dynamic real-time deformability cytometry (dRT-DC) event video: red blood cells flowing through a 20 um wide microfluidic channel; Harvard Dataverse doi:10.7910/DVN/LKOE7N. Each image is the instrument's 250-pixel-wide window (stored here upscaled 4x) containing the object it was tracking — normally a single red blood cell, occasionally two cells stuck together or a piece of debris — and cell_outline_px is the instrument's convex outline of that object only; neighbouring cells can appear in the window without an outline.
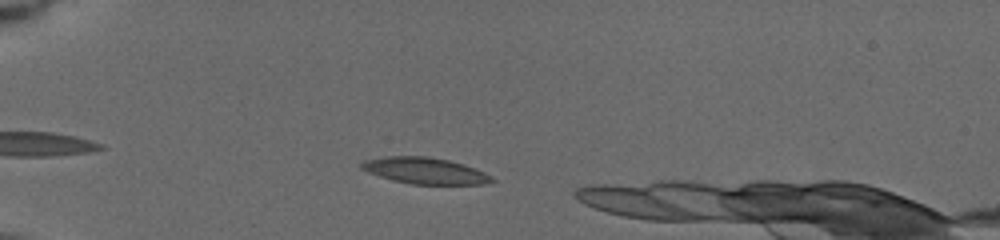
{"species": "common noctule bat (a hibernating species)", "species_latin": "Nyctalus noctula", "temperature_condition": "cold", "stored_images_in_passage": 22, "camera_frame_rate_fps": 3000, "um_per_image_px": 0.085, "animal": {"sex": "female", "body_mass_g": 19.5, "forearm_length_mm": 54.1}, "frame": {"image": 1, "passage_image": 4, "time_ms": 1.333, "image_size_px": [1000, 240], "cell_outline_px": [[496, 180], [484, 184], [412, 184], [392, 180], [368, 172], [360, 168], [360, 164], [364, 160], [384, 156], [428, 156], [448, 160], [464, 164], [484, 172], [492, 176]], "centroid_in_image_um": [36.11, 14.5], "position_along_channel_um": 48.9, "area_um2": 20.0}}
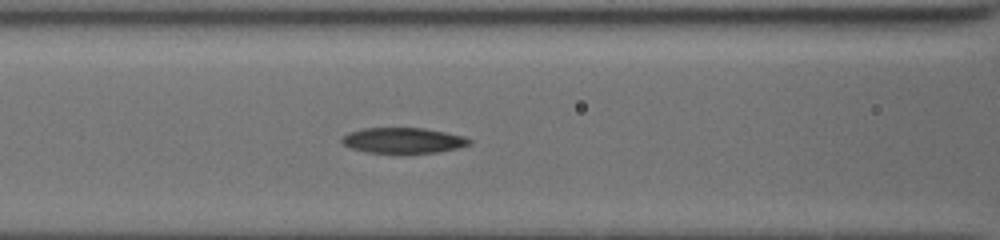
{"frame": {"image": 2, "passage_image": 17, "time_ms": 4.333, "image_size_px": [1000, 240], "cell_outline_px": [[472, 144], [456, 148], [436, 152], [404, 156], [400, 156], [364, 152], [352, 148], [344, 144], [340, 140], [340, 136], [348, 132], [364, 128], [424, 128], [448, 132], [464, 136], [472, 140]], "centroid_in_image_um": [34.25, 11.98], "position_along_channel_um": 132.3, "area_um2": 20.0}}
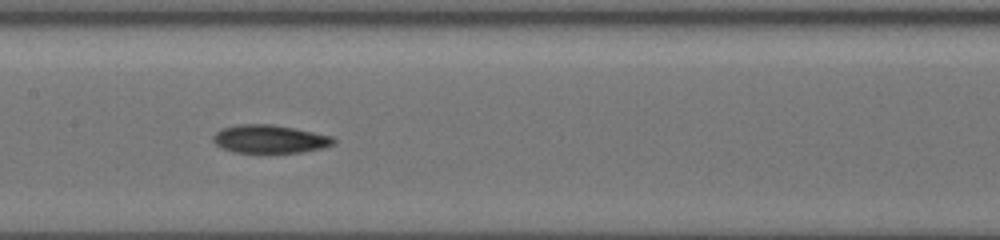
{"frame": {"image": 3, "passage_image": 21, "time_ms": 5.667, "image_size_px": [1000, 240], "cell_outline_px": [[336, 144], [324, 148], [300, 152], [232, 152], [220, 148], [212, 140], [212, 136], [220, 128], [240, 124], [272, 124], [332, 136], [336, 140]], "centroid_in_image_um": [22.9, 11.82], "position_along_channel_um": 184.5, "area_um2": 19.83}}